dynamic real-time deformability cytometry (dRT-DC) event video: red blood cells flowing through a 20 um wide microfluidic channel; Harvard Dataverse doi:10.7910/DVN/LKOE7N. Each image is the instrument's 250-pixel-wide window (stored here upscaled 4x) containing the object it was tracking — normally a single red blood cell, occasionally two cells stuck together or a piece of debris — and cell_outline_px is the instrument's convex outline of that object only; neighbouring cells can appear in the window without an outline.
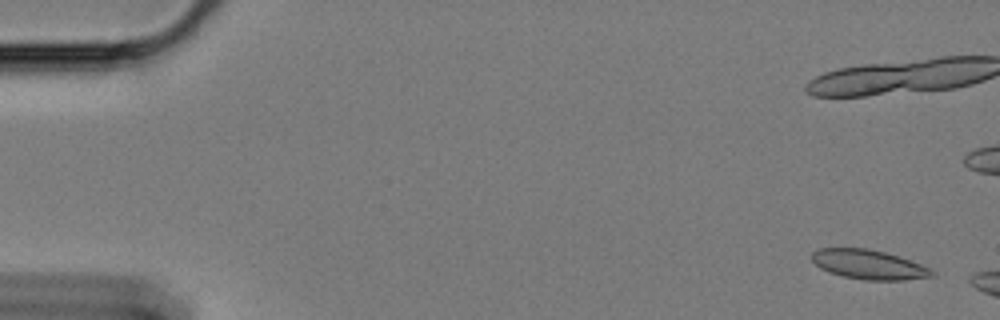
{"species": "Egyptian fruit bat (a non-hibernating species)", "species_latin": "Rousettus aegyptiacus", "temperature_condition": "cold", "stored_images_in_passage": 11, "camera_frame_rate_fps": 3000, "um_per_image_px": 0.085, "animal": {"sex": "female"}, "frame": {"image": 1, "passage_image": 1, "time_ms": 0.0, "image_size_px": [1000, 320], "cell_outline_px": [[936, 276], [904, 280], [864, 280], [844, 276], [828, 272], [820, 268], [812, 260], [812, 252], [820, 248], [868, 248], [884, 252], [932, 268], [936, 272]], "centroid_in_image_um": [73.86, 22.49], "position_along_channel_um": 11.1, "area_um2": 20.58}}